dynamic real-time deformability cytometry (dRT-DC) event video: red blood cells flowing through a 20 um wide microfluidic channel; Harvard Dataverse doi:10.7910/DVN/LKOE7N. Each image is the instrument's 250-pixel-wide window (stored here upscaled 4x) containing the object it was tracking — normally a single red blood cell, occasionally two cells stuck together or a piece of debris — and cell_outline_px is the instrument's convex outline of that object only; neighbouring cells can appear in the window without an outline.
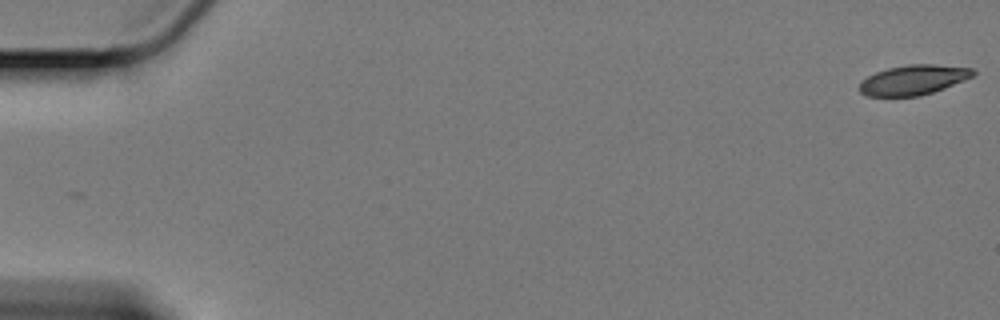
{"species": "Egyptian fruit bat (a non-hibernating species)", "species_latin": "Rousettus aegyptiacus", "temperature_condition": "cold", "stored_images_in_passage": 61, "camera_frame_rate_fps": 3000, "um_per_image_px": 0.085, "animal": {"sex": "female"}, "frame": {"image": 1, "passage_image": 1, "time_ms": 0.0, "image_size_px": [1000, 320], "cell_outline_px": [[976, 72], [972, 76], [964, 80], [944, 88], [920, 96], [868, 96], [860, 92], [856, 88], [860, 80], [876, 72], [888, 68], [908, 64], [936, 64], [972, 68]], "centroid_in_image_um": [77.59, 6.79], "position_along_channel_um": 7.4, "area_um2": 19.88}}
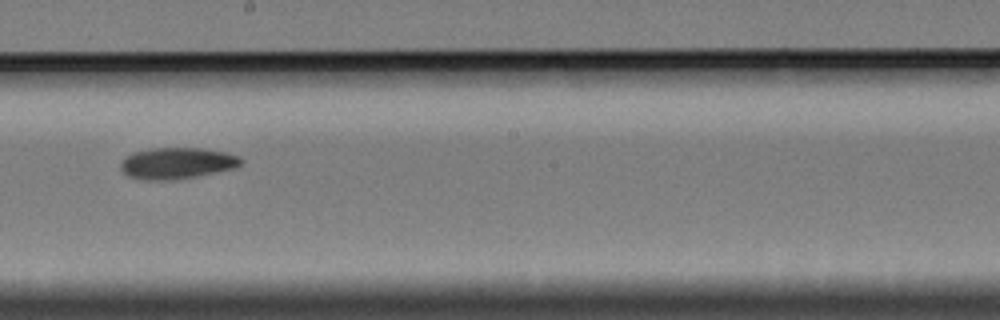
{"frame": {"image": 2, "passage_image": 35, "time_ms": 11.333, "image_size_px": [1000, 320], "cell_outline_px": [[244, 160], [236, 168], [176, 180], [140, 180], [128, 176], [120, 168], [120, 160], [132, 152], [152, 148], [200, 148], [224, 152], [240, 156]], "centroid_in_image_um": [15.01, 13.88], "position_along_channel_um": 233.2, "area_um2": 22.2}}
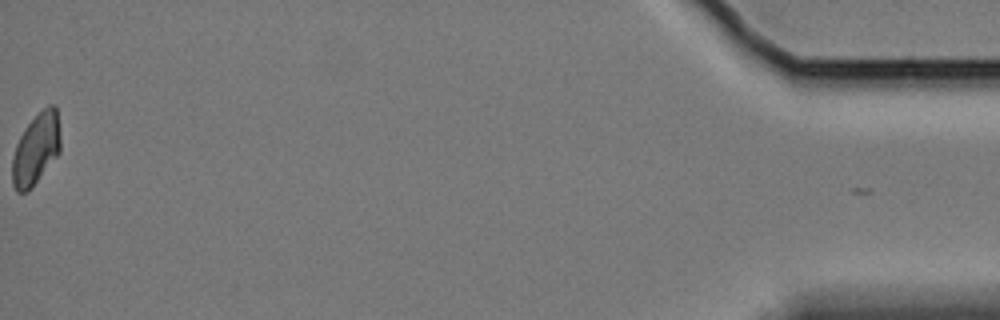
{"frame": {"image": 3, "passage_image": 61, "time_ms": 20.0, "image_size_px": [1000, 320], "cell_outline_px": [[60, 152], [28, 192], [16, 192], [12, 184], [12, 156], [16, 144], [24, 128], [48, 104], [56, 104], [60, 140]], "centroid_in_image_um": [3.05, 12.68], "position_along_channel_um": 432.2, "area_um2": 20.0}}